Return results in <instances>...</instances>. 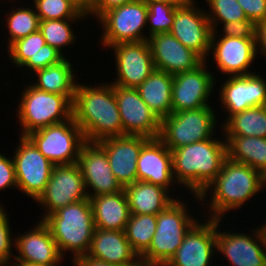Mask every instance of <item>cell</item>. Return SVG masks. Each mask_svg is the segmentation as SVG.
Returning a JSON list of instances; mask_svg holds the SVG:
<instances>
[{
  "mask_svg": "<svg viewBox=\"0 0 266 266\" xmlns=\"http://www.w3.org/2000/svg\"><path fill=\"white\" fill-rule=\"evenodd\" d=\"M264 189L266 178L260 172L246 164L226 158L214 180L199 196L193 197L199 201H196L197 203H202L200 207L207 201L205 207L209 208V212L205 209L208 213L206 217L224 219L225 214L244 208L246 203L248 205V202L258 193H263Z\"/></svg>",
  "mask_w": 266,
  "mask_h": 266,
  "instance_id": "1",
  "label": "cell"
},
{
  "mask_svg": "<svg viewBox=\"0 0 266 266\" xmlns=\"http://www.w3.org/2000/svg\"><path fill=\"white\" fill-rule=\"evenodd\" d=\"M103 82L92 86L80 81L76 86L72 117L87 142L124 136L113 84Z\"/></svg>",
  "mask_w": 266,
  "mask_h": 266,
  "instance_id": "2",
  "label": "cell"
},
{
  "mask_svg": "<svg viewBox=\"0 0 266 266\" xmlns=\"http://www.w3.org/2000/svg\"><path fill=\"white\" fill-rule=\"evenodd\" d=\"M221 137L171 150L176 189L180 185V189L185 187L191 195L199 196L214 180L227 158L226 142Z\"/></svg>",
  "mask_w": 266,
  "mask_h": 266,
  "instance_id": "3",
  "label": "cell"
},
{
  "mask_svg": "<svg viewBox=\"0 0 266 266\" xmlns=\"http://www.w3.org/2000/svg\"><path fill=\"white\" fill-rule=\"evenodd\" d=\"M43 222L49 228L63 257L70 252L71 259L86 255L95 230L90 199L81 200L60 208Z\"/></svg>",
  "mask_w": 266,
  "mask_h": 266,
  "instance_id": "4",
  "label": "cell"
},
{
  "mask_svg": "<svg viewBox=\"0 0 266 266\" xmlns=\"http://www.w3.org/2000/svg\"><path fill=\"white\" fill-rule=\"evenodd\" d=\"M189 206L186 199L176 198L157 214V226L152 242L140 256L142 266H165L175 255L187 232L201 220L195 217L194 212L189 210L193 208Z\"/></svg>",
  "mask_w": 266,
  "mask_h": 266,
  "instance_id": "5",
  "label": "cell"
},
{
  "mask_svg": "<svg viewBox=\"0 0 266 266\" xmlns=\"http://www.w3.org/2000/svg\"><path fill=\"white\" fill-rule=\"evenodd\" d=\"M21 93L15 111L21 126L19 136L72 118L73 103L64 95L39 90L30 83L23 85Z\"/></svg>",
  "mask_w": 266,
  "mask_h": 266,
  "instance_id": "6",
  "label": "cell"
},
{
  "mask_svg": "<svg viewBox=\"0 0 266 266\" xmlns=\"http://www.w3.org/2000/svg\"><path fill=\"white\" fill-rule=\"evenodd\" d=\"M214 106L171 113L161 119L159 139L170 149L216 136L218 118ZM217 126V127H216Z\"/></svg>",
  "mask_w": 266,
  "mask_h": 266,
  "instance_id": "7",
  "label": "cell"
},
{
  "mask_svg": "<svg viewBox=\"0 0 266 266\" xmlns=\"http://www.w3.org/2000/svg\"><path fill=\"white\" fill-rule=\"evenodd\" d=\"M148 6L141 0H134L104 12L96 21L101 25L100 44L107 49L122 42L148 40Z\"/></svg>",
  "mask_w": 266,
  "mask_h": 266,
  "instance_id": "8",
  "label": "cell"
},
{
  "mask_svg": "<svg viewBox=\"0 0 266 266\" xmlns=\"http://www.w3.org/2000/svg\"><path fill=\"white\" fill-rule=\"evenodd\" d=\"M26 137L54 165L78 162L82 145L86 142L74 118L30 132Z\"/></svg>",
  "mask_w": 266,
  "mask_h": 266,
  "instance_id": "9",
  "label": "cell"
},
{
  "mask_svg": "<svg viewBox=\"0 0 266 266\" xmlns=\"http://www.w3.org/2000/svg\"><path fill=\"white\" fill-rule=\"evenodd\" d=\"M18 143L12 155L17 189L36 201L44 192L55 165L26 136H19Z\"/></svg>",
  "mask_w": 266,
  "mask_h": 266,
  "instance_id": "10",
  "label": "cell"
},
{
  "mask_svg": "<svg viewBox=\"0 0 266 266\" xmlns=\"http://www.w3.org/2000/svg\"><path fill=\"white\" fill-rule=\"evenodd\" d=\"M88 199L84 179L79 165H55L44 192L35 203L44 212L39 220L58 211L68 204Z\"/></svg>",
  "mask_w": 266,
  "mask_h": 266,
  "instance_id": "11",
  "label": "cell"
},
{
  "mask_svg": "<svg viewBox=\"0 0 266 266\" xmlns=\"http://www.w3.org/2000/svg\"><path fill=\"white\" fill-rule=\"evenodd\" d=\"M204 61L196 69L173 75L172 113L210 106L216 78ZM209 67V68H208ZM214 87V88H213Z\"/></svg>",
  "mask_w": 266,
  "mask_h": 266,
  "instance_id": "12",
  "label": "cell"
},
{
  "mask_svg": "<svg viewBox=\"0 0 266 266\" xmlns=\"http://www.w3.org/2000/svg\"><path fill=\"white\" fill-rule=\"evenodd\" d=\"M198 2L189 0L176 7L170 33L185 47L193 50L204 61L209 57L212 28L206 8L198 7Z\"/></svg>",
  "mask_w": 266,
  "mask_h": 266,
  "instance_id": "13",
  "label": "cell"
},
{
  "mask_svg": "<svg viewBox=\"0 0 266 266\" xmlns=\"http://www.w3.org/2000/svg\"><path fill=\"white\" fill-rule=\"evenodd\" d=\"M222 221L216 219V252L224 256L229 266H266L260 228L252 227V235L230 229L222 231ZM221 228V229H219ZM221 230V231H220Z\"/></svg>",
  "mask_w": 266,
  "mask_h": 266,
  "instance_id": "14",
  "label": "cell"
},
{
  "mask_svg": "<svg viewBox=\"0 0 266 266\" xmlns=\"http://www.w3.org/2000/svg\"><path fill=\"white\" fill-rule=\"evenodd\" d=\"M115 56L116 78L110 83L127 88H137L155 70L148 40L122 42L110 46Z\"/></svg>",
  "mask_w": 266,
  "mask_h": 266,
  "instance_id": "15",
  "label": "cell"
},
{
  "mask_svg": "<svg viewBox=\"0 0 266 266\" xmlns=\"http://www.w3.org/2000/svg\"><path fill=\"white\" fill-rule=\"evenodd\" d=\"M218 39V40H217ZM213 53V54H212ZM212 54V56H211ZM212 58H209V57ZM209 59L215 62L222 76H241L256 73L250 67L255 62L256 38L211 36ZM250 70V71H249Z\"/></svg>",
  "mask_w": 266,
  "mask_h": 266,
  "instance_id": "16",
  "label": "cell"
},
{
  "mask_svg": "<svg viewBox=\"0 0 266 266\" xmlns=\"http://www.w3.org/2000/svg\"><path fill=\"white\" fill-rule=\"evenodd\" d=\"M224 80L218 90V99L222 112L226 114L225 121L248 108L266 106V80L261 74L228 76Z\"/></svg>",
  "mask_w": 266,
  "mask_h": 266,
  "instance_id": "17",
  "label": "cell"
},
{
  "mask_svg": "<svg viewBox=\"0 0 266 266\" xmlns=\"http://www.w3.org/2000/svg\"><path fill=\"white\" fill-rule=\"evenodd\" d=\"M123 135H142L158 138L161 119L142 100L137 88H127L113 84Z\"/></svg>",
  "mask_w": 266,
  "mask_h": 266,
  "instance_id": "18",
  "label": "cell"
},
{
  "mask_svg": "<svg viewBox=\"0 0 266 266\" xmlns=\"http://www.w3.org/2000/svg\"><path fill=\"white\" fill-rule=\"evenodd\" d=\"M197 221L165 266H212L216 253V219Z\"/></svg>",
  "mask_w": 266,
  "mask_h": 266,
  "instance_id": "19",
  "label": "cell"
},
{
  "mask_svg": "<svg viewBox=\"0 0 266 266\" xmlns=\"http://www.w3.org/2000/svg\"><path fill=\"white\" fill-rule=\"evenodd\" d=\"M77 164L89 199L118 193L124 189L110 168L105 150L98 143L86 141L81 147Z\"/></svg>",
  "mask_w": 266,
  "mask_h": 266,
  "instance_id": "20",
  "label": "cell"
},
{
  "mask_svg": "<svg viewBox=\"0 0 266 266\" xmlns=\"http://www.w3.org/2000/svg\"><path fill=\"white\" fill-rule=\"evenodd\" d=\"M15 237V254L13 264L57 265L64 260L47 225L37 220L33 228Z\"/></svg>",
  "mask_w": 266,
  "mask_h": 266,
  "instance_id": "21",
  "label": "cell"
},
{
  "mask_svg": "<svg viewBox=\"0 0 266 266\" xmlns=\"http://www.w3.org/2000/svg\"><path fill=\"white\" fill-rule=\"evenodd\" d=\"M149 139L142 135H124L98 142L105 150L110 168L123 188L137 181V160L142 146Z\"/></svg>",
  "mask_w": 266,
  "mask_h": 266,
  "instance_id": "22",
  "label": "cell"
},
{
  "mask_svg": "<svg viewBox=\"0 0 266 266\" xmlns=\"http://www.w3.org/2000/svg\"><path fill=\"white\" fill-rule=\"evenodd\" d=\"M155 69L171 75L192 71L204 60L193 50L185 47L170 32L148 38Z\"/></svg>",
  "mask_w": 266,
  "mask_h": 266,
  "instance_id": "23",
  "label": "cell"
},
{
  "mask_svg": "<svg viewBox=\"0 0 266 266\" xmlns=\"http://www.w3.org/2000/svg\"><path fill=\"white\" fill-rule=\"evenodd\" d=\"M137 180L162 186L171 195L172 191L177 192L172 188L176 182L171 150L159 138H150L142 146L137 160Z\"/></svg>",
  "mask_w": 266,
  "mask_h": 266,
  "instance_id": "24",
  "label": "cell"
},
{
  "mask_svg": "<svg viewBox=\"0 0 266 266\" xmlns=\"http://www.w3.org/2000/svg\"><path fill=\"white\" fill-rule=\"evenodd\" d=\"M8 59L15 68L29 72L46 68L62 61L65 57L55 48L46 44L40 30L17 40L8 49Z\"/></svg>",
  "mask_w": 266,
  "mask_h": 266,
  "instance_id": "25",
  "label": "cell"
},
{
  "mask_svg": "<svg viewBox=\"0 0 266 266\" xmlns=\"http://www.w3.org/2000/svg\"><path fill=\"white\" fill-rule=\"evenodd\" d=\"M86 255L117 266H142L124 231L95 228Z\"/></svg>",
  "mask_w": 266,
  "mask_h": 266,
  "instance_id": "26",
  "label": "cell"
},
{
  "mask_svg": "<svg viewBox=\"0 0 266 266\" xmlns=\"http://www.w3.org/2000/svg\"><path fill=\"white\" fill-rule=\"evenodd\" d=\"M94 226L98 229L124 231L131 212L124 189L118 193L90 198Z\"/></svg>",
  "mask_w": 266,
  "mask_h": 266,
  "instance_id": "27",
  "label": "cell"
},
{
  "mask_svg": "<svg viewBox=\"0 0 266 266\" xmlns=\"http://www.w3.org/2000/svg\"><path fill=\"white\" fill-rule=\"evenodd\" d=\"M131 214L157 215L171 204L176 198L159 185L139 181L124 187Z\"/></svg>",
  "mask_w": 266,
  "mask_h": 266,
  "instance_id": "28",
  "label": "cell"
},
{
  "mask_svg": "<svg viewBox=\"0 0 266 266\" xmlns=\"http://www.w3.org/2000/svg\"><path fill=\"white\" fill-rule=\"evenodd\" d=\"M72 63L71 59L65 57L57 64L38 69L31 73L36 76L34 79L36 81L32 80L30 83L39 90L64 95L73 103L79 79L74 73L75 68Z\"/></svg>",
  "mask_w": 266,
  "mask_h": 266,
  "instance_id": "29",
  "label": "cell"
},
{
  "mask_svg": "<svg viewBox=\"0 0 266 266\" xmlns=\"http://www.w3.org/2000/svg\"><path fill=\"white\" fill-rule=\"evenodd\" d=\"M172 84L173 75L155 69L137 87L142 100L160 119L172 113Z\"/></svg>",
  "mask_w": 266,
  "mask_h": 266,
  "instance_id": "30",
  "label": "cell"
},
{
  "mask_svg": "<svg viewBox=\"0 0 266 266\" xmlns=\"http://www.w3.org/2000/svg\"><path fill=\"white\" fill-rule=\"evenodd\" d=\"M227 158L246 164L266 178V138L224 136Z\"/></svg>",
  "mask_w": 266,
  "mask_h": 266,
  "instance_id": "31",
  "label": "cell"
},
{
  "mask_svg": "<svg viewBox=\"0 0 266 266\" xmlns=\"http://www.w3.org/2000/svg\"><path fill=\"white\" fill-rule=\"evenodd\" d=\"M220 123L223 136L266 138V106L248 108Z\"/></svg>",
  "mask_w": 266,
  "mask_h": 266,
  "instance_id": "32",
  "label": "cell"
},
{
  "mask_svg": "<svg viewBox=\"0 0 266 266\" xmlns=\"http://www.w3.org/2000/svg\"><path fill=\"white\" fill-rule=\"evenodd\" d=\"M20 3L22 7H19V5L15 7L14 5L12 6L13 9H9V11L4 10V12L7 13L5 14L6 19L4 20L6 24H3L5 28L8 29L7 37L9 35L6 40V42H8L5 43L7 44V48L5 47L6 50L17 40L39 30L40 18L34 6L31 4L27 5L26 3L22 4L21 0Z\"/></svg>",
  "mask_w": 266,
  "mask_h": 266,
  "instance_id": "33",
  "label": "cell"
},
{
  "mask_svg": "<svg viewBox=\"0 0 266 266\" xmlns=\"http://www.w3.org/2000/svg\"><path fill=\"white\" fill-rule=\"evenodd\" d=\"M157 226V215L131 214L125 227V236L140 257L150 246Z\"/></svg>",
  "mask_w": 266,
  "mask_h": 266,
  "instance_id": "34",
  "label": "cell"
},
{
  "mask_svg": "<svg viewBox=\"0 0 266 266\" xmlns=\"http://www.w3.org/2000/svg\"><path fill=\"white\" fill-rule=\"evenodd\" d=\"M83 19H64V20H40L39 30L41 31L46 44L58 50L64 57L65 47L74 46L77 40L73 25L82 23ZM79 21V22H77ZM72 24V25H71Z\"/></svg>",
  "mask_w": 266,
  "mask_h": 266,
  "instance_id": "35",
  "label": "cell"
},
{
  "mask_svg": "<svg viewBox=\"0 0 266 266\" xmlns=\"http://www.w3.org/2000/svg\"><path fill=\"white\" fill-rule=\"evenodd\" d=\"M40 20L87 19L84 13L71 0H33L31 3Z\"/></svg>",
  "mask_w": 266,
  "mask_h": 266,
  "instance_id": "36",
  "label": "cell"
},
{
  "mask_svg": "<svg viewBox=\"0 0 266 266\" xmlns=\"http://www.w3.org/2000/svg\"><path fill=\"white\" fill-rule=\"evenodd\" d=\"M205 2L209 7L206 14L213 31L219 30L223 23L248 20L237 0H205Z\"/></svg>",
  "mask_w": 266,
  "mask_h": 266,
  "instance_id": "37",
  "label": "cell"
},
{
  "mask_svg": "<svg viewBox=\"0 0 266 266\" xmlns=\"http://www.w3.org/2000/svg\"><path fill=\"white\" fill-rule=\"evenodd\" d=\"M147 6L148 38L155 34L170 32L177 6L165 2H153L147 4Z\"/></svg>",
  "mask_w": 266,
  "mask_h": 266,
  "instance_id": "38",
  "label": "cell"
},
{
  "mask_svg": "<svg viewBox=\"0 0 266 266\" xmlns=\"http://www.w3.org/2000/svg\"><path fill=\"white\" fill-rule=\"evenodd\" d=\"M5 209L4 205L0 203V266H12V257L15 256L13 253L15 237L12 236L10 218Z\"/></svg>",
  "mask_w": 266,
  "mask_h": 266,
  "instance_id": "39",
  "label": "cell"
},
{
  "mask_svg": "<svg viewBox=\"0 0 266 266\" xmlns=\"http://www.w3.org/2000/svg\"><path fill=\"white\" fill-rule=\"evenodd\" d=\"M223 27V28H222ZM221 31H213L212 36H227V37H239V38H256L255 31L256 25L250 20L231 21L223 23ZM220 34L222 35H218Z\"/></svg>",
  "mask_w": 266,
  "mask_h": 266,
  "instance_id": "40",
  "label": "cell"
},
{
  "mask_svg": "<svg viewBox=\"0 0 266 266\" xmlns=\"http://www.w3.org/2000/svg\"><path fill=\"white\" fill-rule=\"evenodd\" d=\"M10 188H17L13 158L0 152V191Z\"/></svg>",
  "mask_w": 266,
  "mask_h": 266,
  "instance_id": "41",
  "label": "cell"
},
{
  "mask_svg": "<svg viewBox=\"0 0 266 266\" xmlns=\"http://www.w3.org/2000/svg\"><path fill=\"white\" fill-rule=\"evenodd\" d=\"M245 16L255 25L266 19V0H237Z\"/></svg>",
  "mask_w": 266,
  "mask_h": 266,
  "instance_id": "42",
  "label": "cell"
},
{
  "mask_svg": "<svg viewBox=\"0 0 266 266\" xmlns=\"http://www.w3.org/2000/svg\"><path fill=\"white\" fill-rule=\"evenodd\" d=\"M131 1L134 0H93L87 16H92L91 19H93V17L98 19L104 12Z\"/></svg>",
  "mask_w": 266,
  "mask_h": 266,
  "instance_id": "43",
  "label": "cell"
},
{
  "mask_svg": "<svg viewBox=\"0 0 266 266\" xmlns=\"http://www.w3.org/2000/svg\"><path fill=\"white\" fill-rule=\"evenodd\" d=\"M255 37L257 56L262 54L266 57V19L256 24Z\"/></svg>",
  "mask_w": 266,
  "mask_h": 266,
  "instance_id": "44",
  "label": "cell"
},
{
  "mask_svg": "<svg viewBox=\"0 0 266 266\" xmlns=\"http://www.w3.org/2000/svg\"><path fill=\"white\" fill-rule=\"evenodd\" d=\"M71 263L73 266H117L87 255L80 256L72 260Z\"/></svg>",
  "mask_w": 266,
  "mask_h": 266,
  "instance_id": "45",
  "label": "cell"
},
{
  "mask_svg": "<svg viewBox=\"0 0 266 266\" xmlns=\"http://www.w3.org/2000/svg\"><path fill=\"white\" fill-rule=\"evenodd\" d=\"M74 2L84 13H88L93 0H71Z\"/></svg>",
  "mask_w": 266,
  "mask_h": 266,
  "instance_id": "46",
  "label": "cell"
},
{
  "mask_svg": "<svg viewBox=\"0 0 266 266\" xmlns=\"http://www.w3.org/2000/svg\"><path fill=\"white\" fill-rule=\"evenodd\" d=\"M141 1H143L146 5L153 2H165L178 7L186 4L189 0H141Z\"/></svg>",
  "mask_w": 266,
  "mask_h": 266,
  "instance_id": "47",
  "label": "cell"
},
{
  "mask_svg": "<svg viewBox=\"0 0 266 266\" xmlns=\"http://www.w3.org/2000/svg\"><path fill=\"white\" fill-rule=\"evenodd\" d=\"M259 228H260V236L263 242L264 254L266 257V222L264 224H261Z\"/></svg>",
  "mask_w": 266,
  "mask_h": 266,
  "instance_id": "48",
  "label": "cell"
},
{
  "mask_svg": "<svg viewBox=\"0 0 266 266\" xmlns=\"http://www.w3.org/2000/svg\"><path fill=\"white\" fill-rule=\"evenodd\" d=\"M60 264L57 265H48V266H59ZM12 266H42V265H32V264H13Z\"/></svg>",
  "mask_w": 266,
  "mask_h": 266,
  "instance_id": "49",
  "label": "cell"
}]
</instances>
